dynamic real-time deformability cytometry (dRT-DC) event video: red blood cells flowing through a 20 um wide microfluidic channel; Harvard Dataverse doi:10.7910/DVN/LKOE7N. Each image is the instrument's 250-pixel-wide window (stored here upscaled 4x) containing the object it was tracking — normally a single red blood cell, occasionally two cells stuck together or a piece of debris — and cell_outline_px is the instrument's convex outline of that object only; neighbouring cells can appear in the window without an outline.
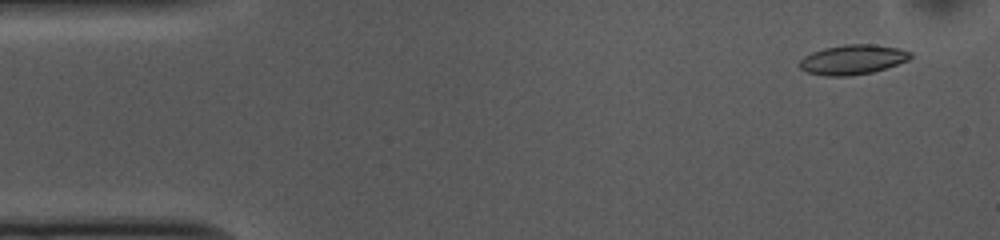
{"species": "common noctule bat (a hibernating species)", "species_latin": "Nyctalus noctula", "temperature_condition": "cold", "stored_images_in_passage": 52, "camera_frame_rate_fps": 3000, "um_per_image_px": 0.085, "animal": {"sex": "female", "body_mass_g": 10.0, "forearm_length_mm": 53.1}, "frame": {"image": 1, "passage_image": 3, "time_ms": 0.667, "image_size_px": [1000, 240], "cell_outline_px": [[912, 56], [908, 60], [872, 72], [848, 76], [824, 76], [808, 72], [800, 68], [800, 60], [804, 56], [812, 52], [824, 48], [844, 44], [872, 44], [896, 48], [912, 52]], "centroid_in_image_um": [72.45, 5.06], "position_along_channel_um": 12.5, "area_um2": 19.02}}
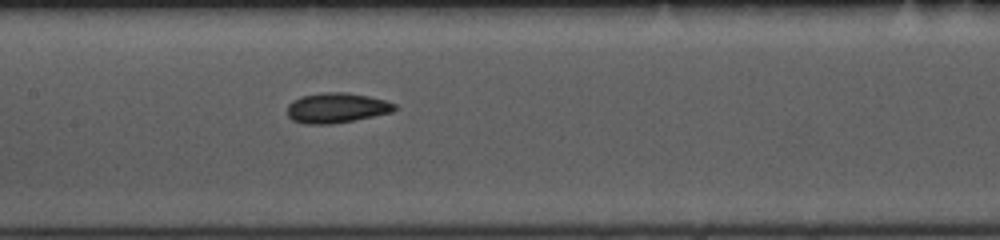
{"frame": {"image": 2, "passage_image": 24, "time_ms": 7.667, "image_size_px": [1000, 240], "cell_outline_px": [[396, 108], [392, 112], [332, 124], [304, 124], [292, 120], [288, 116], [288, 104], [292, 100], [300, 96], [324, 92], [348, 92], [368, 96], [384, 100], [396, 104]], "centroid_in_image_um": [28.57, 9.16], "position_along_channel_um": 178.8, "area_um2": 18.79}}
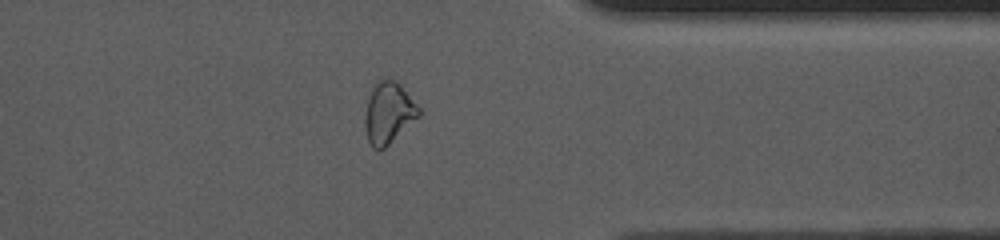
{"frame": {"image": 3, "passage_image": 41, "time_ms": 13.333, "image_size_px": [1000, 240], "cell_outline_px": [[420, 116], [380, 152], [372, 148], [368, 140], [364, 124], [364, 116], [368, 100], [372, 88], [384, 76], [396, 80], [400, 84], [420, 108]], "centroid_in_image_um": [33.02, 9.6], "position_along_channel_um": 378.4, "area_um2": 19.42}, "authors_computed_cell_mechanics": {"area_um2": 18.785, "velocity_mm_per_s": 3.7267, "shape_relaxation_time_tau1_ms": 5.8731, "shape_relaxation_time_tau2_ms": 2.5954, "deformation_change_tau1": 0.1347, "deformation_change_tau2": 0.077}}